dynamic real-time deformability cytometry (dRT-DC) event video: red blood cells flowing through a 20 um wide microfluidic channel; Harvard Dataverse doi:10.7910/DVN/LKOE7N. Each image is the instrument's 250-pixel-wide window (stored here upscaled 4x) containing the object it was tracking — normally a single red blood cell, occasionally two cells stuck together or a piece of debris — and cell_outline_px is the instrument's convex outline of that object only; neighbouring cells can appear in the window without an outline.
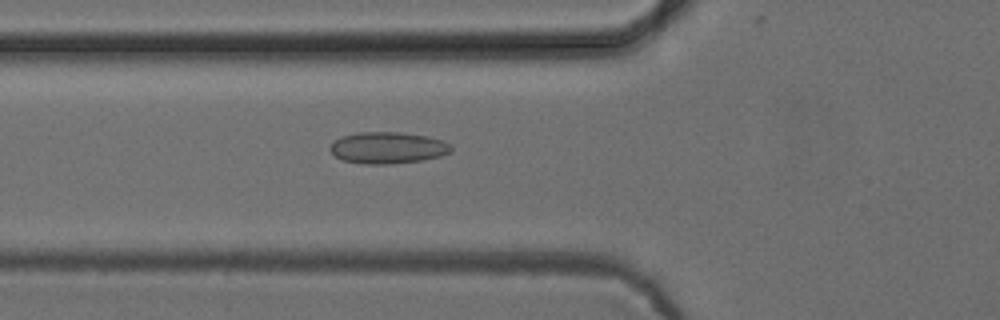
{"species": "common noctule bat (a hibernating species)", "species_latin": "Nyctalus noctula", "temperature_condition": "cold", "stored_images_in_passage": 52, "camera_frame_rate_fps": 3000, "um_per_image_px": 0.085, "animal": {"sex": "female", "body_mass_g": 24.6, "forearm_length_mm": 56.2}, "frame": {"image": 1, "passage_image": 19, "time_ms": 6.0, "image_size_px": [1000, 320], "cell_outline_px": [[452, 152], [440, 156], [420, 160], [392, 164], [364, 164], [340, 160], [328, 148], [340, 136], [360, 132], [400, 132], [428, 136], [440, 140], [448, 144], [452, 148]], "centroid_in_image_um": [32.93, 12.56], "position_along_channel_um": 92.9, "area_um2": 22.25}}
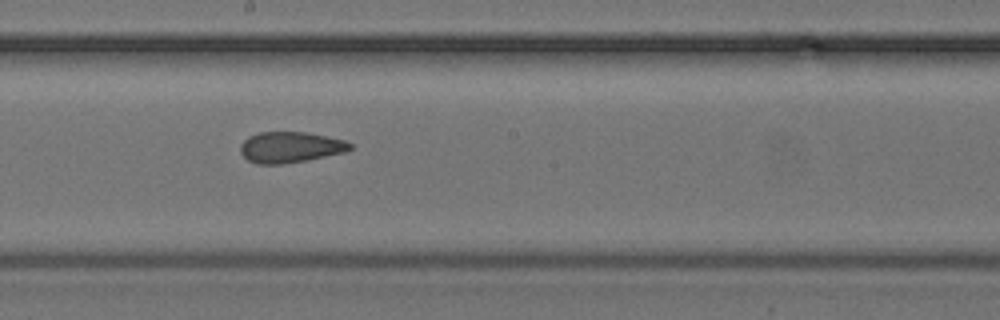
{"frame": {"image": 2, "passage_image": 29, "time_ms": 9.333, "image_size_px": [1000, 320], "cell_outline_px": [[352, 148], [344, 152], [304, 160], [280, 164], [256, 164], [248, 160], [240, 152], [240, 144], [248, 136], [260, 132], [304, 132], [344, 140], [352, 144]], "centroid_in_image_um": [24.62, 12.51], "position_along_channel_um": 223.6, "area_um2": 19.48}}
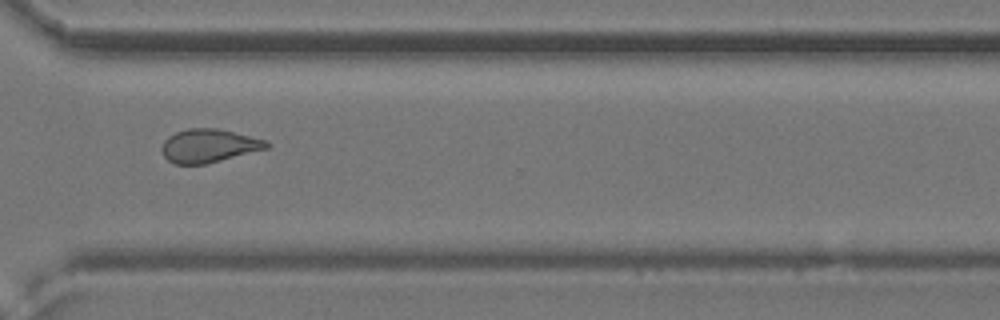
{"frame": {"image": 3, "passage_image": 39, "time_ms": 12.667, "image_size_px": [1000, 320], "cell_outline_px": [[272, 144], [268, 148], [204, 164], [172, 164], [164, 156], [160, 148], [164, 140], [168, 136], [176, 132], [188, 128], [216, 128], [268, 140]], "centroid_in_image_um": [17.73, 12.38], "position_along_channel_um": 352.9, "area_um2": 20.4}, "authors_computed_cell_mechanics": {"area_um2": 21.0681, "velocity_mm_per_s": 3.8937, "shape_relaxation_time_tau1_ms": null, "shape_relaxation_time_tau2_ms": 2.1808, "deformation_change_tau1": null, "deformation_change_tau2": 0.0992}}